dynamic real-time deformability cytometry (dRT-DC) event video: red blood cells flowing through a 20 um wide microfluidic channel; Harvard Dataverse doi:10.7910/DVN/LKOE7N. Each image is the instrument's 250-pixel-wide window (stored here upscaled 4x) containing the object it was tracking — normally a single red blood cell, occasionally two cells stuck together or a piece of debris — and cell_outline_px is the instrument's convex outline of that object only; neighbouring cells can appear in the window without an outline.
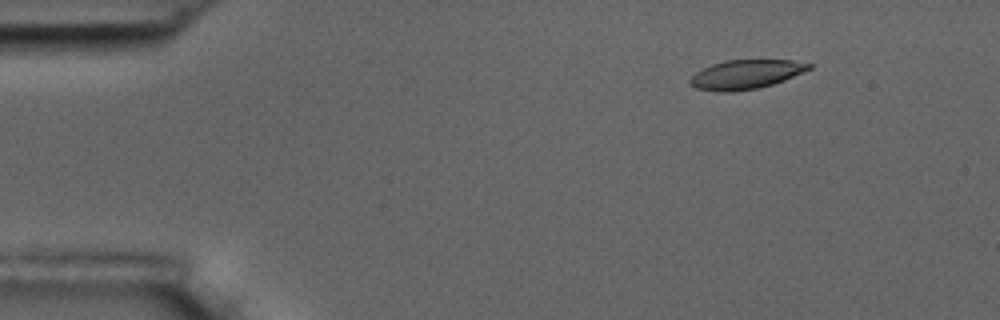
{"species": "common noctule bat (a hibernating species)", "species_latin": "Nyctalus noctula", "temperature_condition": "room temperature", "stored_images_in_passage": 5, "camera_frame_rate_fps": 3000, "um_per_image_px": 0.085, "animal": {"sex": "male", "body_mass_g": 17.5, "forearm_length_mm": 52.3}, "frame": {"image": 1, "passage_image": 2, "time_ms": 1.333, "image_size_px": [1000, 320], "cell_outline_px": [[812, 68], [784, 80], [772, 84], [756, 88], [732, 92], [716, 92], [696, 88], [688, 84], [688, 80], [696, 72], [712, 64], [724, 60], [792, 60], [812, 64]], "centroid_in_image_um": [63.36, 6.33], "position_along_channel_um": 21.6, "area_um2": 20.17}}
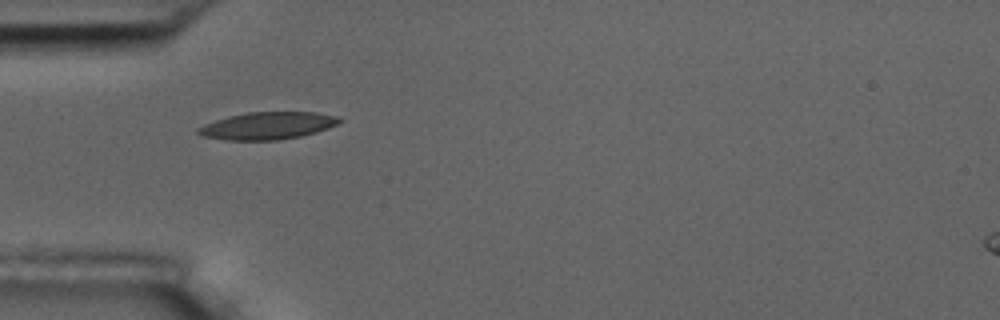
{"frame": {"image": 2, "passage_image": 5, "time_ms": 4.667, "image_size_px": [1000, 320], "cell_outline_px": [[344, 120], [328, 128], [316, 132], [300, 136], [276, 140], [224, 140], [204, 136], [196, 132], [196, 128], [204, 124], [228, 116], [248, 112], [316, 112], [340, 116]], "centroid_in_image_um": [22.76, 10.68], "position_along_channel_um": 62.2, "area_um2": 22.54}}